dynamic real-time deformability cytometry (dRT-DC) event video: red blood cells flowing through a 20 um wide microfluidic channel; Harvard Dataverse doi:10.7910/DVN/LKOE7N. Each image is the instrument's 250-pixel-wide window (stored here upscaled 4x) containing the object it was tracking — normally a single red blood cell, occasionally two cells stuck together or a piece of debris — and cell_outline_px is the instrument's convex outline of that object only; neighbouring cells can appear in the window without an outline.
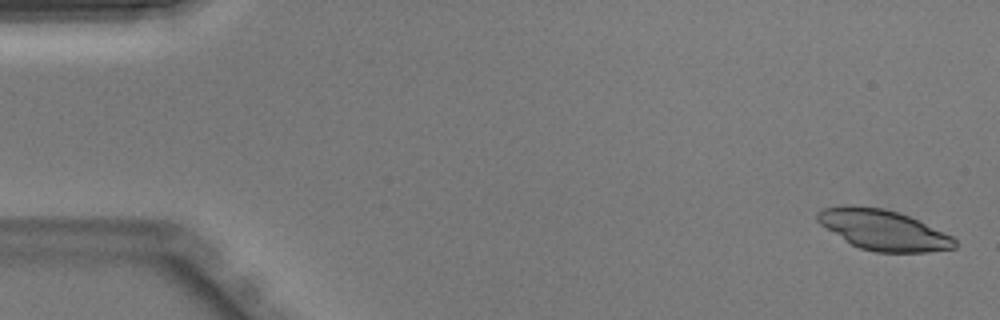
{"species": "Egyptian fruit bat (a non-hibernating species)", "species_latin": "Rousettus aegyptiacus", "temperature_condition": "warm", "stored_images_in_passage": 30, "camera_frame_rate_fps": 3000, "um_per_image_px": 0.085, "animal": {"sex": "male"}, "frame": {"image": 1, "passage_image": 2, "time_ms": 0.333, "image_size_px": [1000, 320], "cell_outline_px": [[956, 248], [928, 252], [876, 252], [860, 248], [844, 240], [820, 224], [816, 220], [816, 212], [824, 208], [848, 204], [852, 204], [884, 208], [908, 216], [952, 236], [956, 240]], "centroid_in_image_um": [75.04, 19.53], "position_along_channel_um": 10.0, "area_um2": 32.14}}
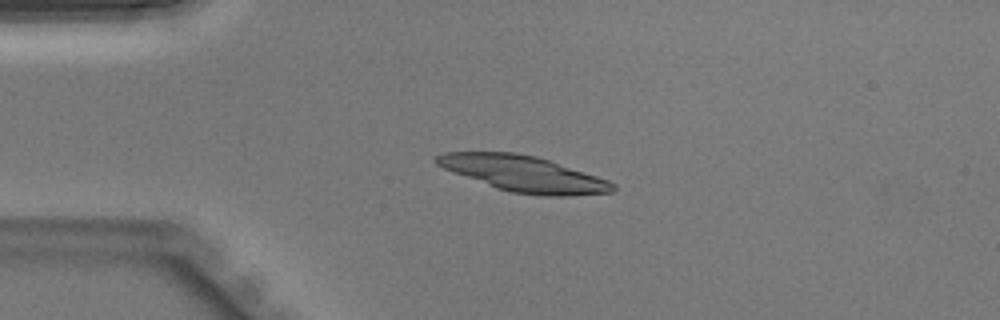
{"frame": {"image": 2, "passage_image": 11, "time_ms": 3.333, "image_size_px": [1000, 320], "cell_outline_px": [[616, 188], [612, 192], [572, 196], [544, 196], [512, 192], [496, 188], [452, 172], [436, 164], [432, 160], [436, 156], [444, 152], [516, 152], [536, 156], [608, 180], [616, 184]], "centroid_in_image_um": [44.48, 14.77], "position_along_channel_um": 40.5, "area_um2": 36.65}}